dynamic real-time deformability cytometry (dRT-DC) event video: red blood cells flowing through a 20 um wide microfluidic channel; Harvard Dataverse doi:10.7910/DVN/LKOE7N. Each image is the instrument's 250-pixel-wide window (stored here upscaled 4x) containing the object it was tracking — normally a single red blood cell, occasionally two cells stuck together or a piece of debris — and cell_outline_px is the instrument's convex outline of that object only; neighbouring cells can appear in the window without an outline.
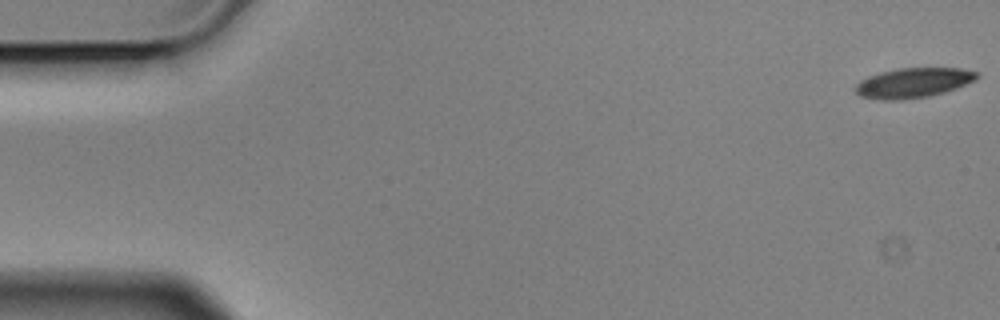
{"species": "Egyptian fruit bat (a non-hibernating species)", "species_latin": "Rousettus aegyptiacus", "temperature_condition": "cold", "stored_images_in_passage": 6, "camera_frame_rate_fps": 3000, "um_per_image_px": 0.085, "animal": {"sex": "male"}, "frame": {"image": 1, "passage_image": 6, "time_ms": 1.667, "image_size_px": [1000, 320], "cell_outline_px": [[980, 76], [976, 80], [956, 88], [944, 92], [928, 96], [900, 100], [876, 100], [860, 96], [856, 92], [856, 84], [860, 80], [868, 76], [880, 72], [896, 68], [960, 68], [980, 72]], "centroid_in_image_um": [77.63, 7.03], "position_along_channel_um": 7.4, "area_um2": 21.33}}